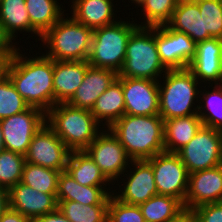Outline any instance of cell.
<instances>
[{"mask_svg": "<svg viewBox=\"0 0 222 222\" xmlns=\"http://www.w3.org/2000/svg\"><path fill=\"white\" fill-rule=\"evenodd\" d=\"M20 49L8 62L6 75L30 107L47 113L54 106L53 59L25 57Z\"/></svg>", "mask_w": 222, "mask_h": 222, "instance_id": "obj_1", "label": "cell"}, {"mask_svg": "<svg viewBox=\"0 0 222 222\" xmlns=\"http://www.w3.org/2000/svg\"><path fill=\"white\" fill-rule=\"evenodd\" d=\"M110 131L125 148L131 160H148L164 149V120L159 115L125 114L115 121Z\"/></svg>", "mask_w": 222, "mask_h": 222, "instance_id": "obj_2", "label": "cell"}, {"mask_svg": "<svg viewBox=\"0 0 222 222\" xmlns=\"http://www.w3.org/2000/svg\"><path fill=\"white\" fill-rule=\"evenodd\" d=\"M46 124L71 151L85 150L102 131L91 110L57 103L46 113Z\"/></svg>", "mask_w": 222, "mask_h": 222, "instance_id": "obj_3", "label": "cell"}, {"mask_svg": "<svg viewBox=\"0 0 222 222\" xmlns=\"http://www.w3.org/2000/svg\"><path fill=\"white\" fill-rule=\"evenodd\" d=\"M163 76L164 82L158 83L159 116L165 121L197 114L198 105L195 107L194 102H199L197 87L201 82L188 68L167 70Z\"/></svg>", "mask_w": 222, "mask_h": 222, "instance_id": "obj_4", "label": "cell"}, {"mask_svg": "<svg viewBox=\"0 0 222 222\" xmlns=\"http://www.w3.org/2000/svg\"><path fill=\"white\" fill-rule=\"evenodd\" d=\"M93 30L64 16L51 27L41 41L48 48L46 57L56 61H87L91 49Z\"/></svg>", "mask_w": 222, "mask_h": 222, "instance_id": "obj_5", "label": "cell"}, {"mask_svg": "<svg viewBox=\"0 0 222 222\" xmlns=\"http://www.w3.org/2000/svg\"><path fill=\"white\" fill-rule=\"evenodd\" d=\"M166 72L155 43V27L138 26L127 41L124 64L118 76L162 81L159 79Z\"/></svg>", "mask_w": 222, "mask_h": 222, "instance_id": "obj_6", "label": "cell"}, {"mask_svg": "<svg viewBox=\"0 0 222 222\" xmlns=\"http://www.w3.org/2000/svg\"><path fill=\"white\" fill-rule=\"evenodd\" d=\"M118 20L116 23L93 30L87 62L95 68L110 69L119 73L126 55V45L137 23Z\"/></svg>", "mask_w": 222, "mask_h": 222, "instance_id": "obj_7", "label": "cell"}, {"mask_svg": "<svg viewBox=\"0 0 222 222\" xmlns=\"http://www.w3.org/2000/svg\"><path fill=\"white\" fill-rule=\"evenodd\" d=\"M176 154L189 174L217 167L222 164V131L202 125Z\"/></svg>", "mask_w": 222, "mask_h": 222, "instance_id": "obj_8", "label": "cell"}, {"mask_svg": "<svg viewBox=\"0 0 222 222\" xmlns=\"http://www.w3.org/2000/svg\"><path fill=\"white\" fill-rule=\"evenodd\" d=\"M106 130L103 129L85 151L94 160L110 186L112 182L115 184V180L118 182L119 178L124 177L122 174L128 172L131 159L117 137L109 128Z\"/></svg>", "mask_w": 222, "mask_h": 222, "instance_id": "obj_9", "label": "cell"}, {"mask_svg": "<svg viewBox=\"0 0 222 222\" xmlns=\"http://www.w3.org/2000/svg\"><path fill=\"white\" fill-rule=\"evenodd\" d=\"M152 168L158 195L179 199L185 208L189 173L176 153L162 152L147 160Z\"/></svg>", "mask_w": 222, "mask_h": 222, "instance_id": "obj_10", "label": "cell"}, {"mask_svg": "<svg viewBox=\"0 0 222 222\" xmlns=\"http://www.w3.org/2000/svg\"><path fill=\"white\" fill-rule=\"evenodd\" d=\"M6 150L25 155L34 135L46 124V113L29 107L0 120Z\"/></svg>", "mask_w": 222, "mask_h": 222, "instance_id": "obj_11", "label": "cell"}, {"mask_svg": "<svg viewBox=\"0 0 222 222\" xmlns=\"http://www.w3.org/2000/svg\"><path fill=\"white\" fill-rule=\"evenodd\" d=\"M155 43L160 61L167 70L188 68L196 54L197 43L167 24L155 27Z\"/></svg>", "mask_w": 222, "mask_h": 222, "instance_id": "obj_12", "label": "cell"}, {"mask_svg": "<svg viewBox=\"0 0 222 222\" xmlns=\"http://www.w3.org/2000/svg\"><path fill=\"white\" fill-rule=\"evenodd\" d=\"M70 153L71 150L45 124L32 138L24 156L27 163L63 172Z\"/></svg>", "mask_w": 222, "mask_h": 222, "instance_id": "obj_13", "label": "cell"}, {"mask_svg": "<svg viewBox=\"0 0 222 222\" xmlns=\"http://www.w3.org/2000/svg\"><path fill=\"white\" fill-rule=\"evenodd\" d=\"M150 79L121 77L125 114L159 115V83Z\"/></svg>", "mask_w": 222, "mask_h": 222, "instance_id": "obj_14", "label": "cell"}, {"mask_svg": "<svg viewBox=\"0 0 222 222\" xmlns=\"http://www.w3.org/2000/svg\"><path fill=\"white\" fill-rule=\"evenodd\" d=\"M130 164L133 168L130 169L129 175L123 174L127 179L121 185L123 187L119 188L121 193H115L116 190H113L112 195L123 203L139 206L158 195L153 168L147 160H131Z\"/></svg>", "mask_w": 222, "mask_h": 222, "instance_id": "obj_15", "label": "cell"}, {"mask_svg": "<svg viewBox=\"0 0 222 222\" xmlns=\"http://www.w3.org/2000/svg\"><path fill=\"white\" fill-rule=\"evenodd\" d=\"M222 202V164L189 174L185 208Z\"/></svg>", "mask_w": 222, "mask_h": 222, "instance_id": "obj_16", "label": "cell"}, {"mask_svg": "<svg viewBox=\"0 0 222 222\" xmlns=\"http://www.w3.org/2000/svg\"><path fill=\"white\" fill-rule=\"evenodd\" d=\"M9 208L18 211L31 221L58 209L56 194L38 192L19 182L8 190Z\"/></svg>", "mask_w": 222, "mask_h": 222, "instance_id": "obj_17", "label": "cell"}, {"mask_svg": "<svg viewBox=\"0 0 222 222\" xmlns=\"http://www.w3.org/2000/svg\"><path fill=\"white\" fill-rule=\"evenodd\" d=\"M188 69L198 81L204 84L208 81L209 88L212 82L222 84V39L210 38L198 42L196 54Z\"/></svg>", "mask_w": 222, "mask_h": 222, "instance_id": "obj_18", "label": "cell"}, {"mask_svg": "<svg viewBox=\"0 0 222 222\" xmlns=\"http://www.w3.org/2000/svg\"><path fill=\"white\" fill-rule=\"evenodd\" d=\"M87 61H56L53 60L54 105L67 103L83 82Z\"/></svg>", "mask_w": 222, "mask_h": 222, "instance_id": "obj_19", "label": "cell"}, {"mask_svg": "<svg viewBox=\"0 0 222 222\" xmlns=\"http://www.w3.org/2000/svg\"><path fill=\"white\" fill-rule=\"evenodd\" d=\"M117 77L118 73L113 70L89 66L83 82L67 103L72 107L91 110L97 98L109 88Z\"/></svg>", "mask_w": 222, "mask_h": 222, "instance_id": "obj_20", "label": "cell"}, {"mask_svg": "<svg viewBox=\"0 0 222 222\" xmlns=\"http://www.w3.org/2000/svg\"><path fill=\"white\" fill-rule=\"evenodd\" d=\"M106 189V190H105ZM105 187L82 186L66 171L59 174L56 200L74 201L83 205H108L113 191Z\"/></svg>", "mask_w": 222, "mask_h": 222, "instance_id": "obj_21", "label": "cell"}, {"mask_svg": "<svg viewBox=\"0 0 222 222\" xmlns=\"http://www.w3.org/2000/svg\"><path fill=\"white\" fill-rule=\"evenodd\" d=\"M113 0H72V14L77 22L95 30L116 23ZM113 18V19H112Z\"/></svg>", "mask_w": 222, "mask_h": 222, "instance_id": "obj_22", "label": "cell"}, {"mask_svg": "<svg viewBox=\"0 0 222 222\" xmlns=\"http://www.w3.org/2000/svg\"><path fill=\"white\" fill-rule=\"evenodd\" d=\"M91 113L100 124L102 122L103 128H109L115 121L125 115L121 77L118 76L109 88L97 98Z\"/></svg>", "mask_w": 222, "mask_h": 222, "instance_id": "obj_23", "label": "cell"}, {"mask_svg": "<svg viewBox=\"0 0 222 222\" xmlns=\"http://www.w3.org/2000/svg\"><path fill=\"white\" fill-rule=\"evenodd\" d=\"M202 125L198 114L165 120V152L176 153L183 146L187 145Z\"/></svg>", "mask_w": 222, "mask_h": 222, "instance_id": "obj_24", "label": "cell"}, {"mask_svg": "<svg viewBox=\"0 0 222 222\" xmlns=\"http://www.w3.org/2000/svg\"><path fill=\"white\" fill-rule=\"evenodd\" d=\"M167 25L176 31L188 35L196 43L212 38L204 33V23L198 3H178Z\"/></svg>", "mask_w": 222, "mask_h": 222, "instance_id": "obj_25", "label": "cell"}, {"mask_svg": "<svg viewBox=\"0 0 222 222\" xmlns=\"http://www.w3.org/2000/svg\"><path fill=\"white\" fill-rule=\"evenodd\" d=\"M65 171L82 186H108L109 181L85 150L71 151Z\"/></svg>", "mask_w": 222, "mask_h": 222, "instance_id": "obj_26", "label": "cell"}, {"mask_svg": "<svg viewBox=\"0 0 222 222\" xmlns=\"http://www.w3.org/2000/svg\"><path fill=\"white\" fill-rule=\"evenodd\" d=\"M0 22L13 40H16L18 31L36 34L35 36L39 37L38 40H41L42 36L30 24L25 0H2Z\"/></svg>", "mask_w": 222, "mask_h": 222, "instance_id": "obj_27", "label": "cell"}, {"mask_svg": "<svg viewBox=\"0 0 222 222\" xmlns=\"http://www.w3.org/2000/svg\"><path fill=\"white\" fill-rule=\"evenodd\" d=\"M25 2L30 24L41 36L65 16V10L60 7L57 0H25Z\"/></svg>", "mask_w": 222, "mask_h": 222, "instance_id": "obj_28", "label": "cell"}, {"mask_svg": "<svg viewBox=\"0 0 222 222\" xmlns=\"http://www.w3.org/2000/svg\"><path fill=\"white\" fill-rule=\"evenodd\" d=\"M145 222H166L183 209V203L169 195H155L139 205Z\"/></svg>", "mask_w": 222, "mask_h": 222, "instance_id": "obj_29", "label": "cell"}, {"mask_svg": "<svg viewBox=\"0 0 222 222\" xmlns=\"http://www.w3.org/2000/svg\"><path fill=\"white\" fill-rule=\"evenodd\" d=\"M199 99L203 105H198L197 114L202 124L222 131V84H215L211 91L201 89Z\"/></svg>", "mask_w": 222, "mask_h": 222, "instance_id": "obj_30", "label": "cell"}, {"mask_svg": "<svg viewBox=\"0 0 222 222\" xmlns=\"http://www.w3.org/2000/svg\"><path fill=\"white\" fill-rule=\"evenodd\" d=\"M61 172L25 162L21 183L38 192L56 194L58 177Z\"/></svg>", "mask_w": 222, "mask_h": 222, "instance_id": "obj_31", "label": "cell"}, {"mask_svg": "<svg viewBox=\"0 0 222 222\" xmlns=\"http://www.w3.org/2000/svg\"><path fill=\"white\" fill-rule=\"evenodd\" d=\"M58 209L71 222H107L108 205H83L74 201H60Z\"/></svg>", "mask_w": 222, "mask_h": 222, "instance_id": "obj_32", "label": "cell"}, {"mask_svg": "<svg viewBox=\"0 0 222 222\" xmlns=\"http://www.w3.org/2000/svg\"><path fill=\"white\" fill-rule=\"evenodd\" d=\"M178 3V0H142L137 6L142 7V15L144 14L145 21L138 24V26L157 27L166 25Z\"/></svg>", "mask_w": 222, "mask_h": 222, "instance_id": "obj_33", "label": "cell"}, {"mask_svg": "<svg viewBox=\"0 0 222 222\" xmlns=\"http://www.w3.org/2000/svg\"><path fill=\"white\" fill-rule=\"evenodd\" d=\"M25 162L23 154L3 150L0 153V186L9 190L21 182Z\"/></svg>", "mask_w": 222, "mask_h": 222, "instance_id": "obj_34", "label": "cell"}, {"mask_svg": "<svg viewBox=\"0 0 222 222\" xmlns=\"http://www.w3.org/2000/svg\"><path fill=\"white\" fill-rule=\"evenodd\" d=\"M30 106L6 75L0 80V120L27 110Z\"/></svg>", "mask_w": 222, "mask_h": 222, "instance_id": "obj_35", "label": "cell"}, {"mask_svg": "<svg viewBox=\"0 0 222 222\" xmlns=\"http://www.w3.org/2000/svg\"><path fill=\"white\" fill-rule=\"evenodd\" d=\"M204 23V33L222 39V0H200L197 2Z\"/></svg>", "mask_w": 222, "mask_h": 222, "instance_id": "obj_36", "label": "cell"}, {"mask_svg": "<svg viewBox=\"0 0 222 222\" xmlns=\"http://www.w3.org/2000/svg\"><path fill=\"white\" fill-rule=\"evenodd\" d=\"M107 222H145L141 209L129 205L110 195Z\"/></svg>", "mask_w": 222, "mask_h": 222, "instance_id": "obj_37", "label": "cell"}, {"mask_svg": "<svg viewBox=\"0 0 222 222\" xmlns=\"http://www.w3.org/2000/svg\"><path fill=\"white\" fill-rule=\"evenodd\" d=\"M192 211L195 222H222V202L204 204Z\"/></svg>", "mask_w": 222, "mask_h": 222, "instance_id": "obj_38", "label": "cell"}, {"mask_svg": "<svg viewBox=\"0 0 222 222\" xmlns=\"http://www.w3.org/2000/svg\"><path fill=\"white\" fill-rule=\"evenodd\" d=\"M0 22V57H13L20 49ZM18 47V48H17Z\"/></svg>", "mask_w": 222, "mask_h": 222, "instance_id": "obj_39", "label": "cell"}, {"mask_svg": "<svg viewBox=\"0 0 222 222\" xmlns=\"http://www.w3.org/2000/svg\"><path fill=\"white\" fill-rule=\"evenodd\" d=\"M0 222H32L18 211L9 208L1 217Z\"/></svg>", "mask_w": 222, "mask_h": 222, "instance_id": "obj_40", "label": "cell"}, {"mask_svg": "<svg viewBox=\"0 0 222 222\" xmlns=\"http://www.w3.org/2000/svg\"><path fill=\"white\" fill-rule=\"evenodd\" d=\"M32 222H71V221L67 219L59 209H57L53 213H49L32 220Z\"/></svg>", "mask_w": 222, "mask_h": 222, "instance_id": "obj_41", "label": "cell"}, {"mask_svg": "<svg viewBox=\"0 0 222 222\" xmlns=\"http://www.w3.org/2000/svg\"><path fill=\"white\" fill-rule=\"evenodd\" d=\"M166 222H195V219L193 211L188 208H184L179 214Z\"/></svg>", "mask_w": 222, "mask_h": 222, "instance_id": "obj_42", "label": "cell"}, {"mask_svg": "<svg viewBox=\"0 0 222 222\" xmlns=\"http://www.w3.org/2000/svg\"><path fill=\"white\" fill-rule=\"evenodd\" d=\"M9 209L8 189L0 186V217Z\"/></svg>", "mask_w": 222, "mask_h": 222, "instance_id": "obj_43", "label": "cell"}, {"mask_svg": "<svg viewBox=\"0 0 222 222\" xmlns=\"http://www.w3.org/2000/svg\"><path fill=\"white\" fill-rule=\"evenodd\" d=\"M12 57H0V80L6 76L8 62Z\"/></svg>", "mask_w": 222, "mask_h": 222, "instance_id": "obj_44", "label": "cell"}, {"mask_svg": "<svg viewBox=\"0 0 222 222\" xmlns=\"http://www.w3.org/2000/svg\"><path fill=\"white\" fill-rule=\"evenodd\" d=\"M5 150V145H4V141H3V131H2V127L0 124V153Z\"/></svg>", "mask_w": 222, "mask_h": 222, "instance_id": "obj_45", "label": "cell"}, {"mask_svg": "<svg viewBox=\"0 0 222 222\" xmlns=\"http://www.w3.org/2000/svg\"><path fill=\"white\" fill-rule=\"evenodd\" d=\"M198 1H200V0H178L179 3H182V2L197 3Z\"/></svg>", "mask_w": 222, "mask_h": 222, "instance_id": "obj_46", "label": "cell"}, {"mask_svg": "<svg viewBox=\"0 0 222 222\" xmlns=\"http://www.w3.org/2000/svg\"><path fill=\"white\" fill-rule=\"evenodd\" d=\"M132 2L131 3H134V4H139L142 0H131Z\"/></svg>", "mask_w": 222, "mask_h": 222, "instance_id": "obj_47", "label": "cell"}]
</instances>
